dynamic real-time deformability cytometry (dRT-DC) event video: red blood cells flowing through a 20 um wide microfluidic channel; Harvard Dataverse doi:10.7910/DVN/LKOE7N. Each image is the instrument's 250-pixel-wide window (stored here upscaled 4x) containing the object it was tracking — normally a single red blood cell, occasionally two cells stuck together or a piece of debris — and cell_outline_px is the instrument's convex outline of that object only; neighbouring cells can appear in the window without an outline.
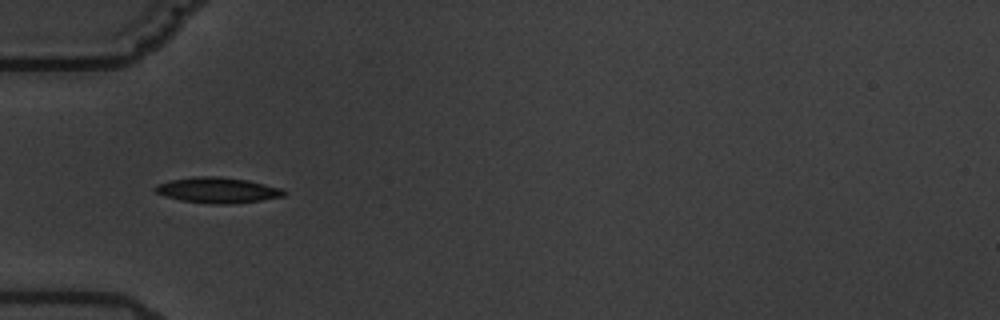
{"species": "common noctule bat (a hibernating species)", "species_latin": "Nyctalus noctula", "temperature_condition": "warm", "stored_images_in_passage": 6, "camera_frame_rate_fps": 3000, "um_per_image_px": 0.085, "animal": {"sex": "male", "body_mass_g": 19.5, "forearm_length_mm": 54.6}, "frame": {"image": 1, "passage_image": 1, "time_ms": 0.0, "image_size_px": [1000, 320], "cell_outline_px": [[288, 192], [284, 196], [260, 200], [232, 204], [208, 204], [180, 200], [164, 196], [156, 192], [152, 188], [156, 184], [172, 180], [192, 176], [220, 176], [248, 180], [284, 188]], "centroid_in_image_um": [18.5, 16.16], "position_along_channel_um": 66.5, "area_um2": 19.54}}
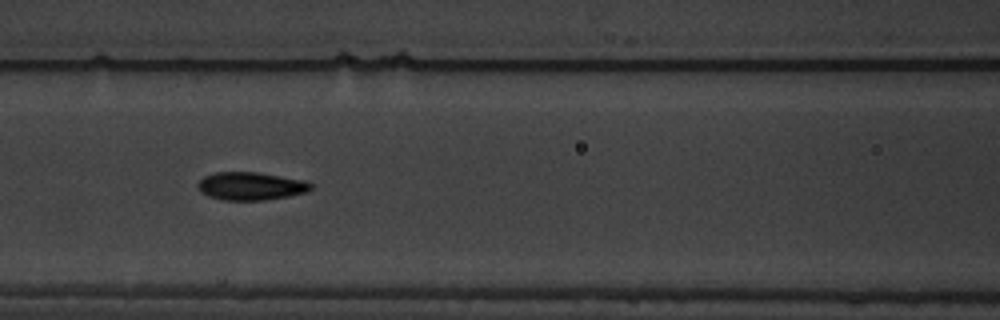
{"frame": {"image": 2, "passage_image": 3, "time_ms": 2.333, "image_size_px": [1000, 320], "cell_outline_px": [[312, 188], [308, 192], [288, 196], [264, 200], [224, 200], [208, 196], [200, 192], [196, 184], [204, 176], [216, 172], [256, 172], [308, 180], [312, 184]], "centroid_in_image_um": [21.33, 15.81], "position_along_channel_um": 145.3, "area_um2": 18.61}}